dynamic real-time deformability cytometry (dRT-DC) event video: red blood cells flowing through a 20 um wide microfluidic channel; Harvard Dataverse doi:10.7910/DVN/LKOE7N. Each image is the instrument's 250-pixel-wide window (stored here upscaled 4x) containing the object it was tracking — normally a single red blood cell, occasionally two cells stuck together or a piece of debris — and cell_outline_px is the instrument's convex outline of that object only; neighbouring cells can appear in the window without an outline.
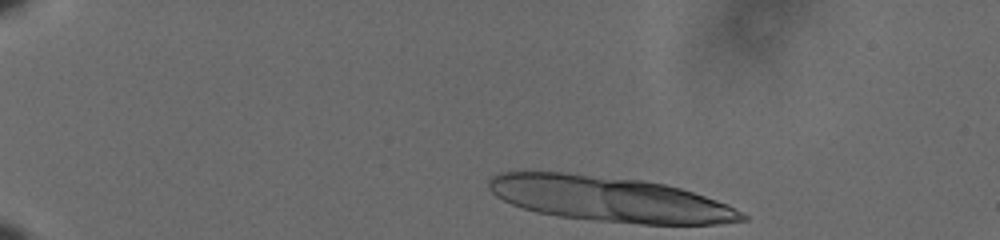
{"species": "human", "species_latin": "Homo sapiens", "temperature_condition": "cold", "stored_images_in_passage": 12, "camera_frame_rate_fps": 3000, "um_per_image_px": 0.085, "donor": {"sex": "male"}, "frame": {"image": 1, "passage_image": 1, "time_ms": 0.0, "image_size_px": [1000, 240], "cell_outline_px": [[748, 220], [720, 224], [640, 224], [592, 220], [556, 216], [536, 212], [512, 204], [496, 196], [488, 188], [488, 180], [492, 176], [500, 172], [564, 172], [644, 180], [664, 184], [680, 188], [728, 204], [748, 216]], "centroid_in_image_um": [51.82, 16.92], "position_along_channel_um": 33.2, "area_um2": 66.7}}